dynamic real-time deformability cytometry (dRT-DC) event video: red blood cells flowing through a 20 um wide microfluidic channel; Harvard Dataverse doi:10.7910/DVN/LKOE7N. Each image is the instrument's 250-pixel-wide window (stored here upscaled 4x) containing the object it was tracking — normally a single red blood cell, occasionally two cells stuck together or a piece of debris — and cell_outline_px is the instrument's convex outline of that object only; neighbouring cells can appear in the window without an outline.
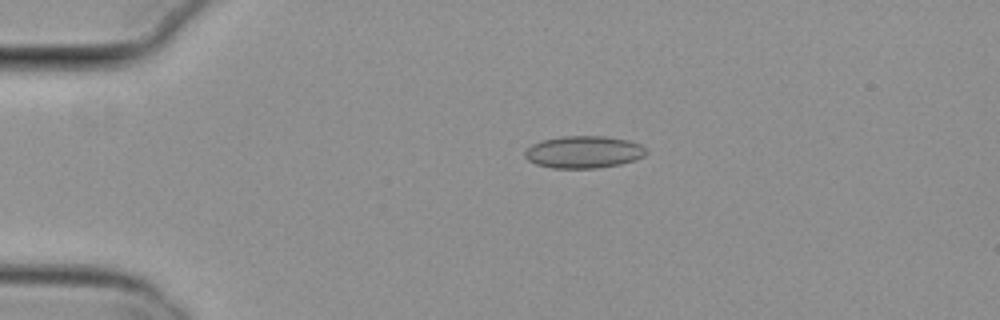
{"species": "common noctule bat (a hibernating species)", "species_latin": "Nyctalus noctula", "temperature_condition": "cold", "stored_images_in_passage": 7, "camera_frame_rate_fps": 3000, "um_per_image_px": 0.085, "animal": {"sex": "female", "body_mass_g": 29.2, "forearm_length_mm": 56.3}, "frame": {"image": 1, "passage_image": 4, "time_ms": 1.0, "image_size_px": [1000, 320], "cell_outline_px": [[648, 152], [644, 156], [636, 160], [620, 164], [596, 168], [552, 168], [536, 164], [528, 160], [524, 156], [524, 152], [532, 144], [544, 140], [560, 136], [604, 136], [628, 140], [640, 144]], "centroid_in_image_um": [49.62, 12.92], "position_along_channel_um": 35.4, "area_um2": 22.77}}
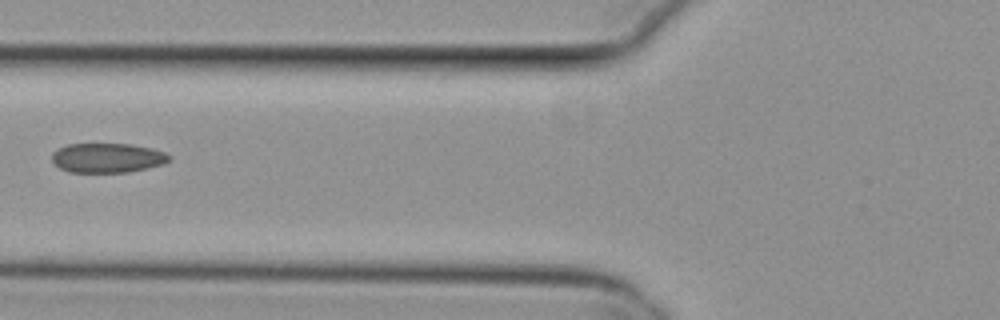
{"frame": {"image": 2, "passage_image": 7, "time_ms": 2.0, "image_size_px": [1000, 320], "cell_outline_px": [[172, 160], [164, 164], [128, 172], [68, 172], [60, 168], [52, 160], [52, 152], [68, 144], [132, 144], [152, 148], [164, 152], [172, 156]], "centroid_in_image_um": [9.17, 13.42], "position_along_channel_um": 116.6, "area_um2": 20.23}}